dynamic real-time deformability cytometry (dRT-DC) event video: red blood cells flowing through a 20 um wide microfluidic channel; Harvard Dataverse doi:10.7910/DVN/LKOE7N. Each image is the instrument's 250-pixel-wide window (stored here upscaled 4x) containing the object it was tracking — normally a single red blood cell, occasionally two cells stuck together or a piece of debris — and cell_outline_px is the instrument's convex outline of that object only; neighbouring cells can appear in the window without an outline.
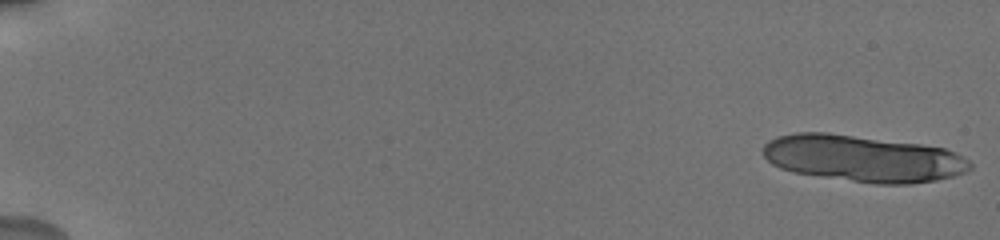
{"species": "human", "species_latin": "Homo sapiens", "temperature_condition": "cold", "stored_images_in_passage": 14, "camera_frame_rate_fps": 3000, "um_per_image_px": 0.085, "donor": {"sex": "male"}, "frame": {"image": 1, "passage_image": 1, "time_ms": 0.0, "image_size_px": [1000, 240], "cell_outline_px": [[972, 168], [964, 172], [952, 176], [936, 180], [912, 184], [876, 184], [792, 172], [780, 168], [772, 164], [764, 156], [764, 144], [768, 140], [776, 136], [796, 132], [828, 132], [920, 144], [944, 148], [968, 160], [972, 164]], "centroid_in_image_um": [73.32, 13.46], "position_along_channel_um": 11.7, "area_um2": 56.12}}